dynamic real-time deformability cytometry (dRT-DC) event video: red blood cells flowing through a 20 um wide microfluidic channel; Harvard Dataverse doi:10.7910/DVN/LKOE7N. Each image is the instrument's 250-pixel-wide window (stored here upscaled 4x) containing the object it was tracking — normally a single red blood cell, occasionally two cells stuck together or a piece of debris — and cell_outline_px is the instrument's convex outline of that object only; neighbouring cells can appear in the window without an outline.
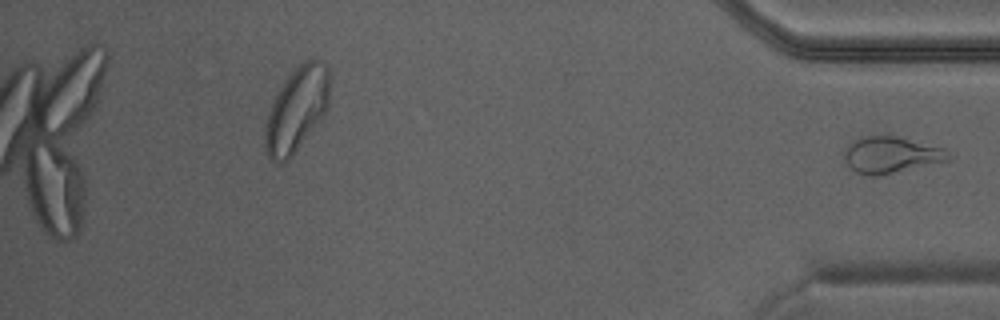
{"species": "Egyptian fruit bat (a non-hibernating species)", "species_latin": "Rousettus aegyptiacus", "temperature_condition": "warm", "stored_images_in_passage": 32, "camera_frame_rate_fps": 3000, "um_per_image_px": 0.085, "animal": {"sex": "male"}, "frame": {"image": 1, "passage_image": 32, "time_ms": 10.333, "image_size_px": [1000, 320], "cell_outline_px": [[948, 160], [876, 176], [868, 176], [856, 172], [844, 160], [844, 148], [852, 140], [860, 136], [896, 136], [944, 148], [948, 152]], "centroid_in_image_um": [75.66, 13.15], "position_along_channel_um": 359.5, "area_um2": 21.79}}